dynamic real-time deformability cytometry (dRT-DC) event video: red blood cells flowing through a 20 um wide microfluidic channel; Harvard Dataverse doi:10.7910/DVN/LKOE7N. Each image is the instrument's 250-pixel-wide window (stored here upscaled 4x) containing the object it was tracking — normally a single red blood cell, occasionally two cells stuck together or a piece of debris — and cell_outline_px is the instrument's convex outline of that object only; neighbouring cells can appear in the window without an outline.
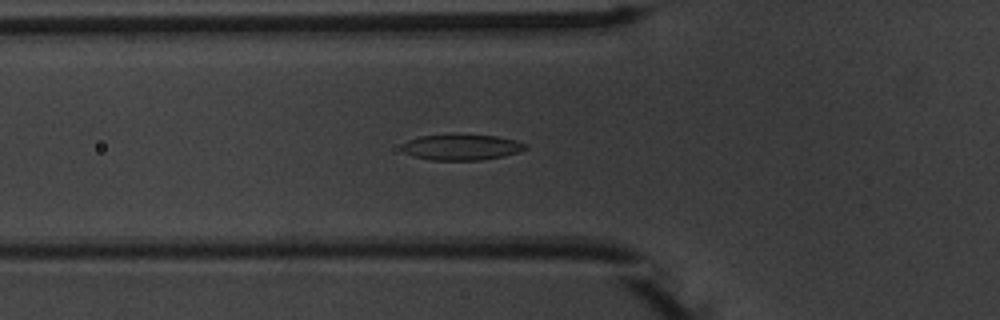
{"species": "common noctule bat (a hibernating species)", "species_latin": "Nyctalus noctula", "temperature_condition": "warm", "stored_images_in_passage": 54, "camera_frame_rate_fps": 3000, "um_per_image_px": 0.085, "animal": {"sex": "male", "body_mass_g": 20.1, "forearm_length_mm": 53.5}, "frame": {"image": 1, "passage_image": 19, "time_ms": 6.0, "image_size_px": [1000, 320], "cell_outline_px": [[528, 148], [520, 152], [504, 156], [480, 160], [432, 160], [412, 156], [404, 152], [400, 148], [408, 140], [420, 136], [452, 132], [496, 136], [516, 140], [528, 144]], "centroid_in_image_um": [39.24, 12.48], "position_along_channel_um": 86.6, "area_um2": 19.31}}
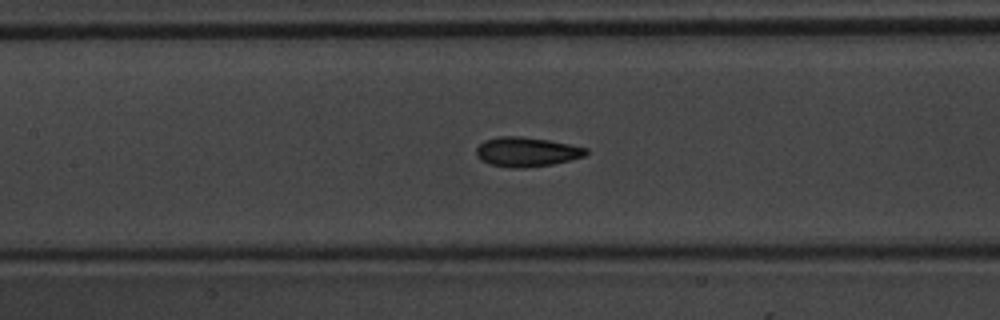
{"frame": {"image": 2, "passage_image": 25, "time_ms": 8.0, "image_size_px": [1000, 320], "cell_outline_px": [[588, 152], [584, 156], [572, 160], [552, 164], [524, 168], [508, 168], [488, 164], [480, 160], [476, 156], [476, 148], [484, 140], [500, 136], [520, 136], [548, 140], [588, 148]], "centroid_in_image_um": [44.73, 12.92], "position_along_channel_um": 162.7, "area_um2": 19.02}}
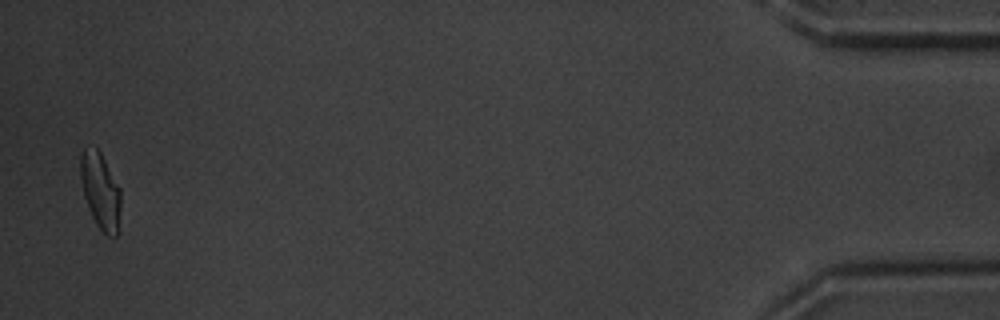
{"frame": {"image": 3, "passage_image": 53, "time_ms": 17.333, "image_size_px": [1000, 320], "cell_outline_px": [[120, 232], [116, 236], [108, 236], [96, 224], [92, 216], [84, 196], [80, 176], [80, 152], [84, 148], [96, 148], [100, 152], [120, 188]], "centroid_in_image_um": [8.55, 16.25], "position_along_channel_um": 426.7, "area_um2": 17.92}, "authors_computed_cell_mechanics": {"area_um2": 18.3804, "velocity_mm_per_s": 3.7572, "shape_relaxation_time_tau1_ms": 3.7159, "shape_relaxation_time_tau2_ms": 1.4084, "deformation_change_tau1": 0.143, "deformation_change_tau2": 0.0812}}